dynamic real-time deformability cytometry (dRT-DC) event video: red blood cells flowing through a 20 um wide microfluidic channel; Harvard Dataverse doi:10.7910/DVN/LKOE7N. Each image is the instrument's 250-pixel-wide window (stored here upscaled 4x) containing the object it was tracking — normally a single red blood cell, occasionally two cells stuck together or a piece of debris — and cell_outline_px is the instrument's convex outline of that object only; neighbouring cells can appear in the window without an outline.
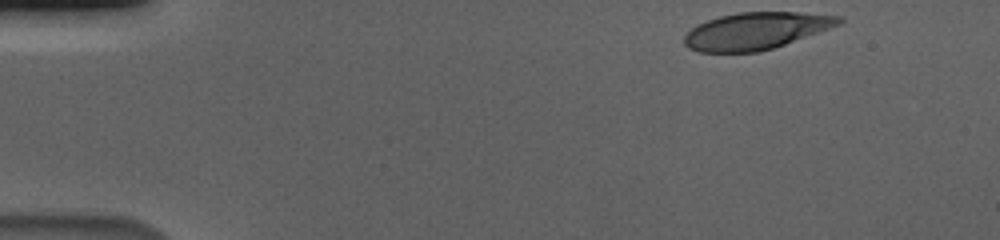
{"species": "human", "species_latin": "Homo sapiens", "temperature_condition": "cold", "stored_images_in_passage": 52, "camera_frame_rate_fps": 3000, "um_per_image_px": 0.085, "donor": {"sex": "male"}, "frame": {"image": 1, "passage_image": 1, "time_ms": 0.0, "image_size_px": [1000, 240], "cell_outline_px": [[844, 20], [840, 24], [784, 44], [760, 52], [696, 52], [688, 48], [684, 44], [684, 36], [692, 28], [708, 20], [720, 16], [740, 12], [796, 12], [844, 16]], "centroid_in_image_um": [64.24, 2.62], "position_along_channel_um": 20.8, "area_um2": 33.06}}
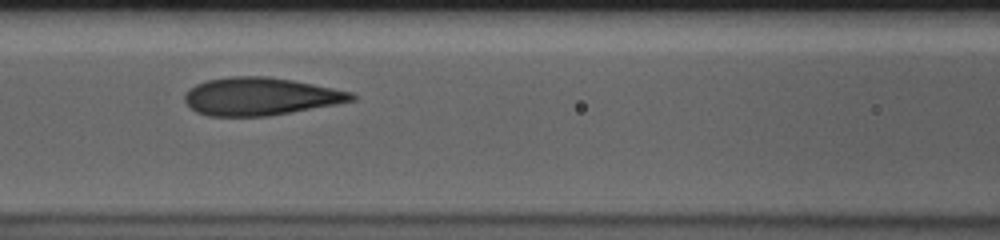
{"frame": {"image": 2, "passage_image": 20, "time_ms": 6.333, "image_size_px": [1000, 240], "cell_outline_px": [[356, 100], [268, 116], [208, 116], [196, 112], [184, 100], [184, 92], [188, 88], [196, 84], [208, 80], [232, 76], [268, 76], [292, 80], [352, 92], [356, 96]], "centroid_in_image_um": [22.08, 8.19], "position_along_channel_um": 144.5, "area_um2": 36.53}}
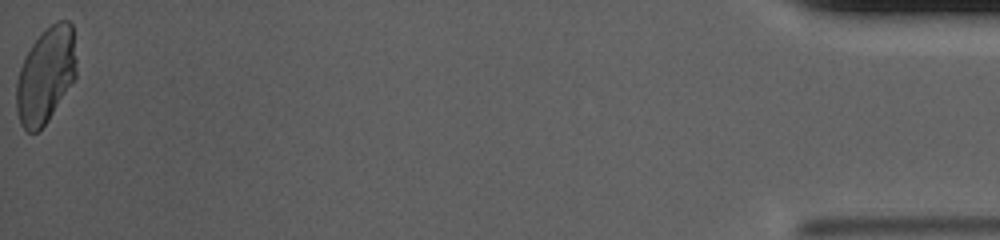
{"frame": {"image": 3, "passage_image": 52, "time_ms": 17.0, "image_size_px": [1000, 240], "cell_outline_px": [[76, 76], [48, 120], [36, 132], [28, 132], [20, 124], [16, 112], [16, 80], [20, 68], [32, 44], [56, 20], [68, 20], [72, 24], [76, 60]], "centroid_in_image_um": [3.88, 6.41], "position_along_channel_um": 431.3, "area_um2": 33.06}, "authors_computed_cell_mechanics": {"area_um2": 35.6915, "velocity_mm_per_s": 3.5764, "shape_relaxation_time_tau1_ms": 7.5404, "shape_relaxation_time_tau2_ms": null, "deformation_change_tau1": 0.2219, "deformation_change_tau2": null}}